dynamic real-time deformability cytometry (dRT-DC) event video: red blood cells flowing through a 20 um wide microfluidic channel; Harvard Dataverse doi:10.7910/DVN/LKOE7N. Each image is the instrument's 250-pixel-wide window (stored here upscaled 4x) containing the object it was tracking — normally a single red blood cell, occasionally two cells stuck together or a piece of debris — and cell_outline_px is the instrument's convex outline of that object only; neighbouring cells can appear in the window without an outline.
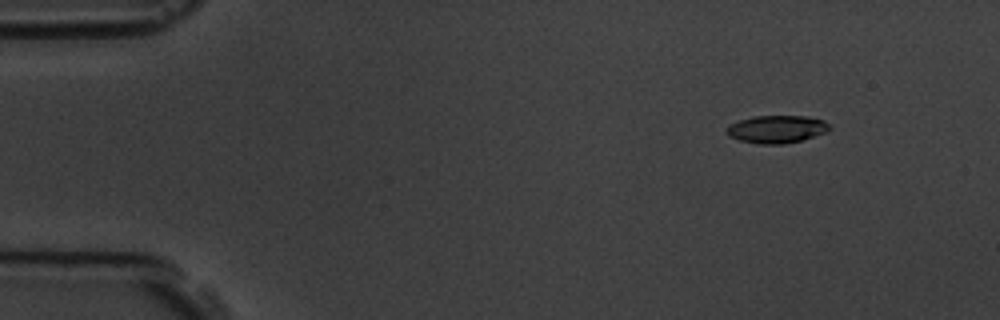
{"species": "common noctule bat (a hibernating species)", "species_latin": "Nyctalus noctula", "temperature_condition": "room temperature", "stored_images_in_passage": 6, "camera_frame_rate_fps": 3000, "um_per_image_px": 0.085, "animal": {"sex": "male", "body_mass_g": 19.5, "forearm_length_mm": 54.6}, "frame": {"image": 1, "passage_image": 2, "time_ms": 1.0, "image_size_px": [1000, 320], "cell_outline_px": [[832, 128], [828, 132], [804, 140], [784, 144], [756, 144], [740, 140], [728, 136], [724, 132], [732, 124], [740, 120], [752, 116], [804, 116], [824, 120]], "centroid_in_image_um": [66.05, 10.99], "position_along_channel_um": 18.9, "area_um2": 16.76}}
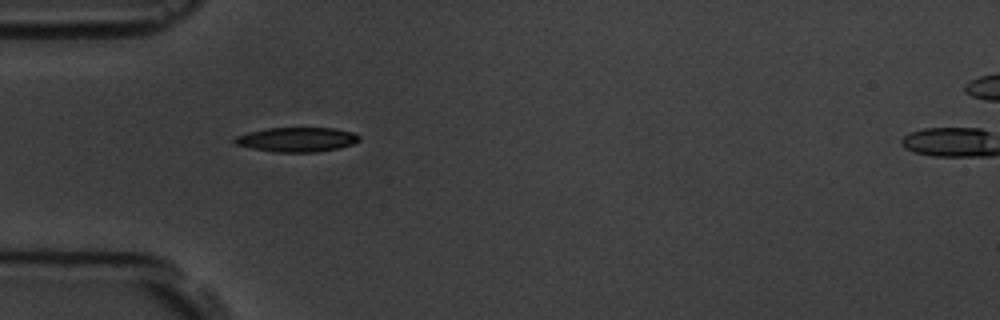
{"frame": {"image": 2, "passage_image": 5, "time_ms": 4.667, "image_size_px": [1000, 320], "cell_outline_px": [[360, 140], [352, 144], [336, 148], [316, 152], [272, 152], [252, 148], [236, 144], [232, 140], [236, 136], [248, 132], [268, 128], [332, 128], [352, 132], [360, 136]], "centroid_in_image_um": [25.21, 11.86], "position_along_channel_um": 59.8, "area_um2": 17.63}}
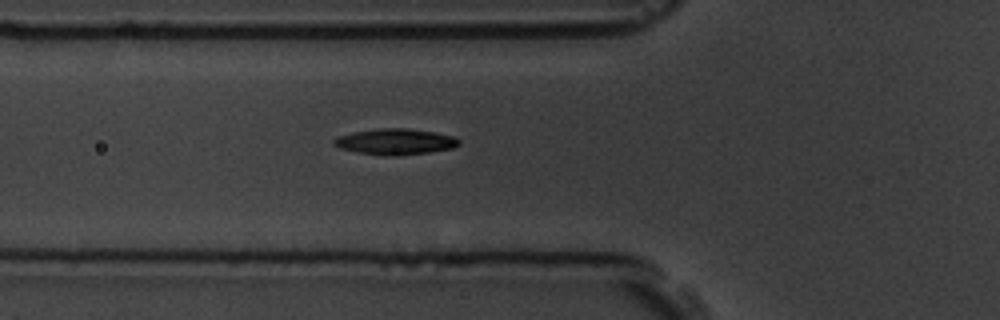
{"frame": {"image": 3, "passage_image": 6, "time_ms": 5.667, "image_size_px": [1000, 320], "cell_outline_px": [[460, 144], [452, 148], [428, 152], [400, 156], [388, 156], [356, 152], [340, 148], [332, 144], [332, 140], [336, 136], [352, 132], [376, 128], [408, 128], [432, 132], [452, 136], [460, 140]], "centroid_in_image_um": [33.54, 12.04], "position_along_channel_um": 92.3, "area_um2": 19.02}}